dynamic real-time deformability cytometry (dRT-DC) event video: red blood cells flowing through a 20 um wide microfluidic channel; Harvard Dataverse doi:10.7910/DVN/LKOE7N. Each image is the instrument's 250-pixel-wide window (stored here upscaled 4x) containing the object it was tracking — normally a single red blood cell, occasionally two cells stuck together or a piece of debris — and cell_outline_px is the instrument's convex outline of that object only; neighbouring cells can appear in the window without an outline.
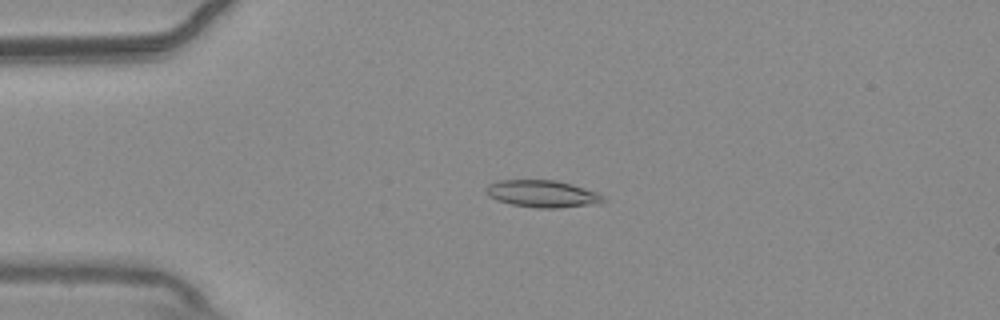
{"species": "common noctule bat (a hibernating species)", "species_latin": "Nyctalus noctula", "temperature_condition": "warm", "stored_images_in_passage": 55, "camera_frame_rate_fps": 3000, "um_per_image_px": 0.085, "animal": {"sex": "male", "body_mass_g": 20.4}, "frame": {"image": 1, "passage_image": 13, "time_ms": 4.0, "image_size_px": [1000, 320], "cell_outline_px": [[608, 200], [600, 204], [556, 208], [536, 208], [512, 204], [496, 200], [488, 196], [484, 188], [488, 184], [500, 180], [556, 180], [572, 184], [600, 192]], "centroid_in_image_um": [46.16, 16.47], "position_along_channel_um": 38.8, "area_um2": 18.9}}
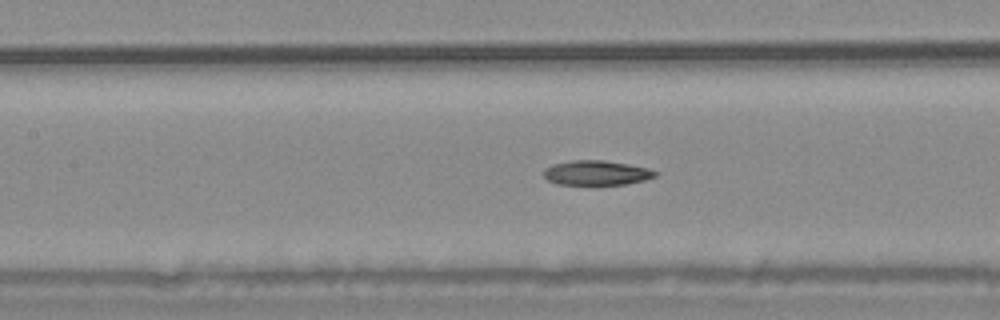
{"frame": {"image": 2, "passage_image": 25, "time_ms": 8.0, "image_size_px": [1000, 320], "cell_outline_px": [[660, 172], [656, 176], [644, 180], [624, 184], [600, 188], [596, 188], [556, 184], [548, 180], [544, 176], [544, 168], [556, 164], [572, 160], [604, 160], [628, 164], [648, 168]], "centroid_in_image_um": [50.7, 14.75], "position_along_channel_um": 156.7, "area_um2": 16.94}}
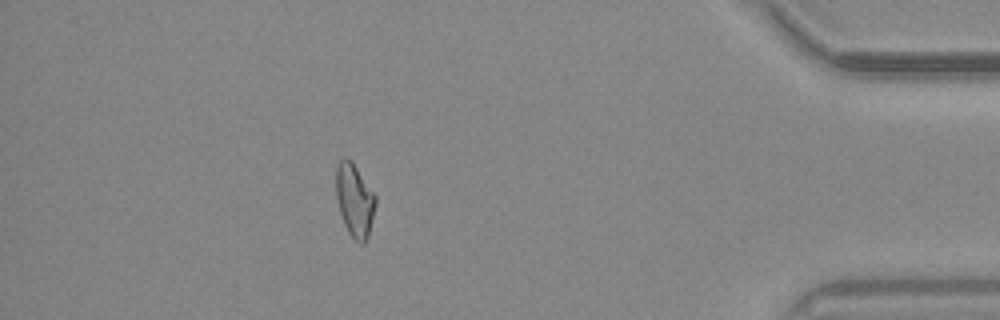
{"frame": {"image": 3, "passage_image": 49, "time_ms": 16.0, "image_size_px": [1000, 320], "cell_outline_px": [[376, 204], [368, 236], [364, 244], [360, 244], [348, 232], [344, 224], [340, 212], [336, 196], [336, 164], [344, 156], [352, 160], [376, 196]], "centroid_in_image_um": [30.14, 16.98], "position_along_channel_um": 405.1, "area_um2": 16.88}, "authors_computed_cell_mechanics": {"area_um2": 16.9354, "velocity_mm_per_s": 3.6909, "shape_relaxation_time_tau1_ms": null, "shape_relaxation_time_tau2_ms": 9.807, "deformation_change_tau1": null, "deformation_change_tau2": 0.1841}}